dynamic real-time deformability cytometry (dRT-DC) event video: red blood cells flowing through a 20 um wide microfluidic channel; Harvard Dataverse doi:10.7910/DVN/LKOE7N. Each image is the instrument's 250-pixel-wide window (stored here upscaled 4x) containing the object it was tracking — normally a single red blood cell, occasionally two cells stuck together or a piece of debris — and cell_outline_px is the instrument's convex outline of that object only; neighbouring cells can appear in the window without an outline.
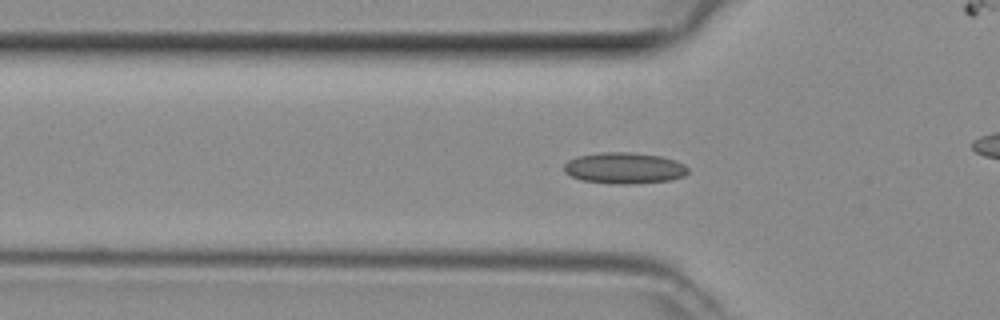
{"species": "common noctule bat (a hibernating species)", "species_latin": "Nyctalus noctula", "temperature_condition": "room temperature", "stored_images_in_passage": 43, "camera_frame_rate_fps": 3000, "um_per_image_px": 0.085, "animal": {"sex": "female", "body_mass_g": 29.2, "forearm_length_mm": 56.3}, "frame": {"image": 1, "passage_image": 10, "time_ms": 3.0, "image_size_px": [1000, 320], "cell_outline_px": [[688, 172], [684, 176], [668, 180], [632, 184], [620, 184], [580, 180], [564, 172], [564, 164], [568, 160], [576, 156], [604, 152], [628, 152], [660, 156], [676, 160], [684, 164], [688, 168]], "centroid_in_image_um": [53.05, 14.28], "position_along_channel_um": 72.7, "area_um2": 22.48}}
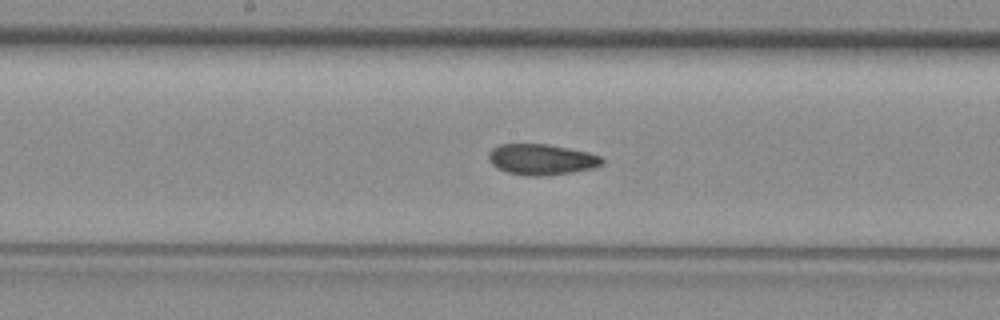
{"frame": {"image": 2, "passage_image": 19, "time_ms": 6.0, "image_size_px": [1000, 320], "cell_outline_px": [[604, 164], [592, 168], [572, 172], [544, 176], [528, 176], [508, 172], [492, 164], [488, 160], [488, 152], [492, 148], [500, 144], [548, 144], [588, 152], [600, 156], [604, 160]], "centroid_in_image_um": [46.03, 13.55], "position_along_channel_um": 202.2, "area_um2": 20.35}}
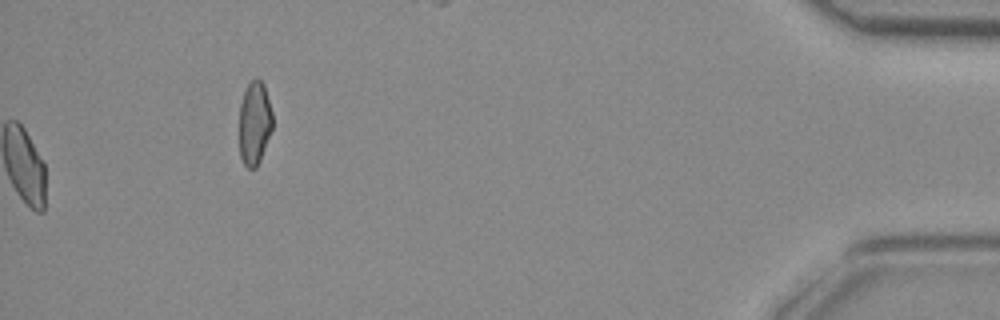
{"frame": {"image": 3, "passage_image": 43, "time_ms": 14.0, "image_size_px": [1000, 320], "cell_outline_px": [[272, 128], [260, 160], [256, 168], [248, 168], [244, 164], [240, 156], [240, 104], [244, 92], [248, 84], [256, 76], [264, 84], [272, 112]], "centroid_in_image_um": [21.63, 10.45], "position_along_channel_um": 413.6, "area_um2": 16.07}}